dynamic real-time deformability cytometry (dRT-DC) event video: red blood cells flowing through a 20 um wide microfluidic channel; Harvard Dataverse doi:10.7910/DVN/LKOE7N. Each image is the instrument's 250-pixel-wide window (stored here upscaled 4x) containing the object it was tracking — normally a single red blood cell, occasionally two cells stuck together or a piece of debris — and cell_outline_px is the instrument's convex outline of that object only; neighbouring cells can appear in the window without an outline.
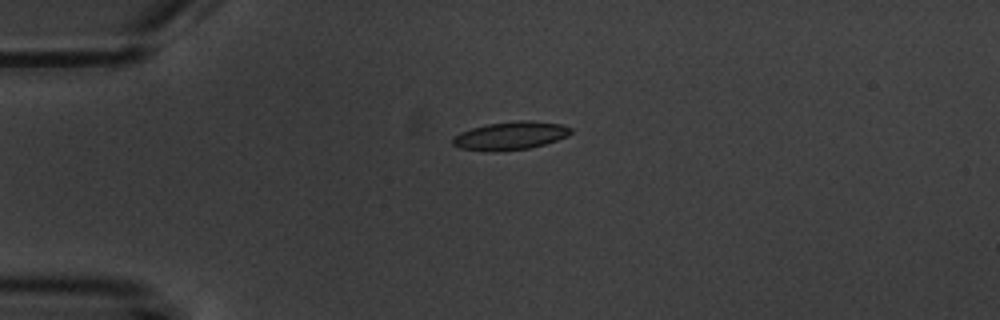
{"species": "common noctule bat (a hibernating species)", "species_latin": "Nyctalus noctula", "temperature_condition": "warm", "stored_images_in_passage": 4, "camera_frame_rate_fps": 3000, "um_per_image_px": 0.085, "animal": {"sex": "male", "body_mass_g": 20.1, "forearm_length_mm": 53.5}, "frame": {"image": 1, "passage_image": 3, "time_ms": 3.667, "image_size_px": [1000, 320], "cell_outline_px": [[572, 132], [568, 136], [544, 144], [528, 148], [484, 152], [460, 148], [452, 144], [452, 140], [460, 132], [472, 128], [488, 124], [516, 120], [528, 120], [560, 124], [572, 128]], "centroid_in_image_um": [43.38, 11.53], "position_along_channel_um": 41.6, "area_um2": 19.25}}